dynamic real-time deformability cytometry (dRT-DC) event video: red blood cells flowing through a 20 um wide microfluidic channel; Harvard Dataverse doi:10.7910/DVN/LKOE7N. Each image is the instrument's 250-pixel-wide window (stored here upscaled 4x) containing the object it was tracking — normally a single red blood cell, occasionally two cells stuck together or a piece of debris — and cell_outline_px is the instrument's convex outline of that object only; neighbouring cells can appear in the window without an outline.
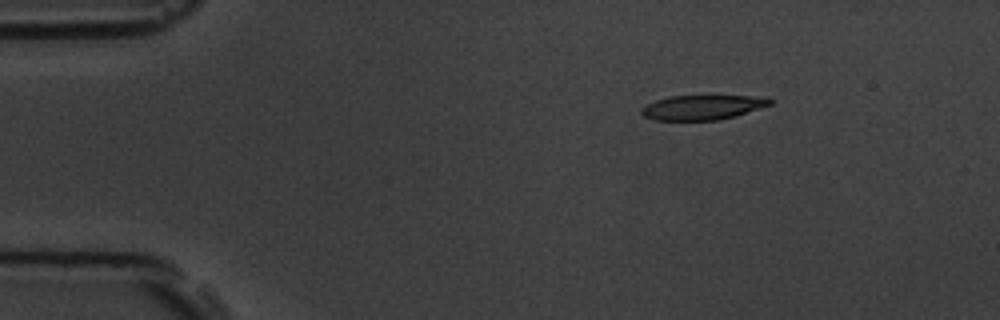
{"species": "common noctule bat (a hibernating species)", "species_latin": "Nyctalus noctula", "temperature_condition": "room temperature", "stored_images_in_passage": 4, "camera_frame_rate_fps": 3000, "um_per_image_px": 0.085, "animal": {"sex": "male", "body_mass_g": 19.5, "forearm_length_mm": 54.6}, "frame": {"image": 1, "passage_image": 1, "time_ms": 0.0, "image_size_px": [1000, 320], "cell_outline_px": [[772, 104], [736, 116], [720, 120], [652, 120], [644, 116], [640, 112], [640, 108], [656, 100], [668, 96], [768, 96], [772, 100]], "centroid_in_image_um": [59.72, 9.12], "position_along_channel_um": 25.3, "area_um2": 18.61}}
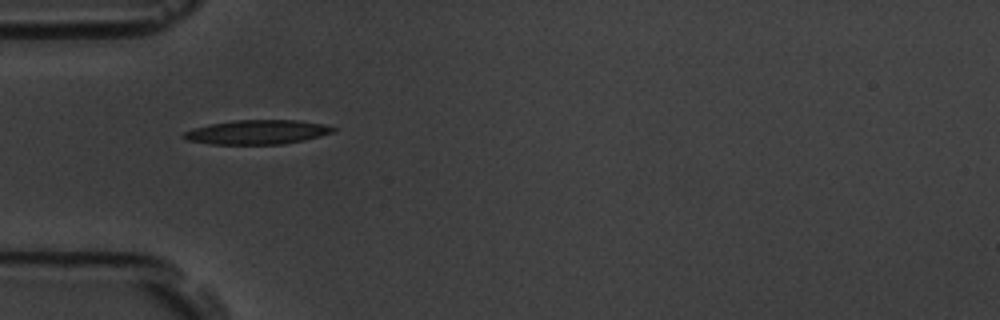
{"frame": {"image": 2, "passage_image": 3, "time_ms": 3.0, "image_size_px": [1000, 320], "cell_outline_px": [[336, 132], [304, 140], [280, 144], [208, 144], [188, 140], [180, 136], [184, 132], [208, 124], [236, 120], [296, 120], [324, 124], [336, 128]], "centroid_in_image_um": [21.88, 11.23], "position_along_channel_um": 63.1, "area_um2": 21.1}}
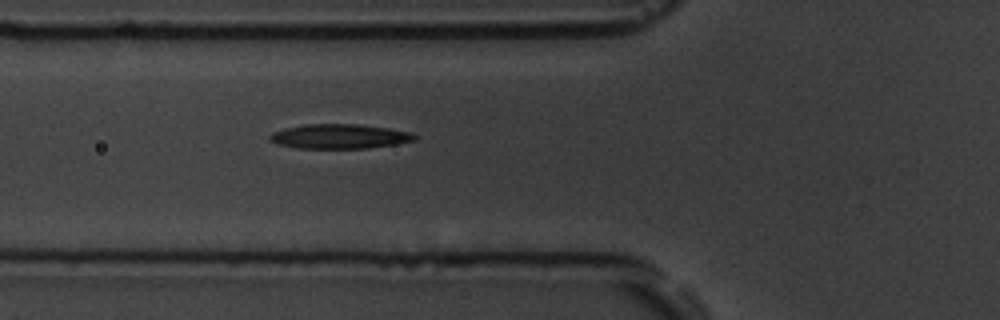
{"frame": {"image": 3, "passage_image": 4, "time_ms": 4.0, "image_size_px": [1000, 320], "cell_outline_px": [[416, 140], [396, 144], [368, 148], [296, 148], [276, 144], [268, 140], [268, 136], [272, 132], [284, 128], [304, 124], [356, 124], [388, 128], [412, 132], [416, 136]], "centroid_in_image_um": [28.82, 11.59], "position_along_channel_um": 97.0, "area_um2": 20.87}}